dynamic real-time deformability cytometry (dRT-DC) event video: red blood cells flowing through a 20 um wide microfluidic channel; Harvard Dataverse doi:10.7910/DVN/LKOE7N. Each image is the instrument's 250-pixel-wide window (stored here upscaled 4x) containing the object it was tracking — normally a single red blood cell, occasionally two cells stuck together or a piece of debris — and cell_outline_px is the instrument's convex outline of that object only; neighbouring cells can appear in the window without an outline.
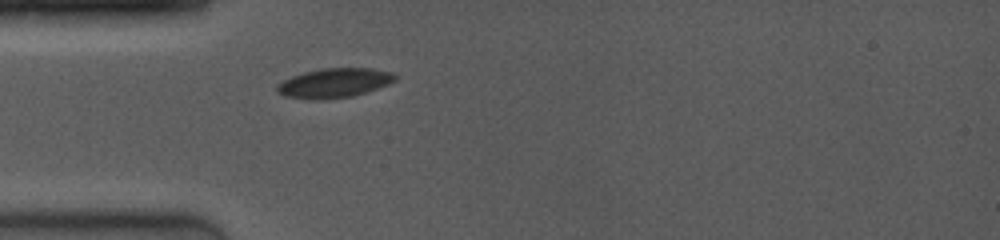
{"species": "common noctule bat (a hibernating species)", "species_latin": "Nyctalus noctula", "temperature_condition": "room temperature", "stored_images_in_passage": 5, "camera_frame_rate_fps": 4000, "um_per_image_px": 0.085, "animal": {"sex": "female", "body_mass_g": 19.0, "forearm_length_mm": 53.3}, "frame": {"image": 1, "passage_image": 1, "time_ms": 0.0, "image_size_px": [1000, 240], "cell_outline_px": [[396, 80], [388, 84], [352, 96], [284, 96], [276, 92], [276, 88], [284, 80], [292, 76], [304, 72], [320, 68], [368, 68], [392, 72], [396, 76]], "centroid_in_image_um": [28.46, 6.98], "position_along_channel_um": 56.5, "area_um2": 19.02}}
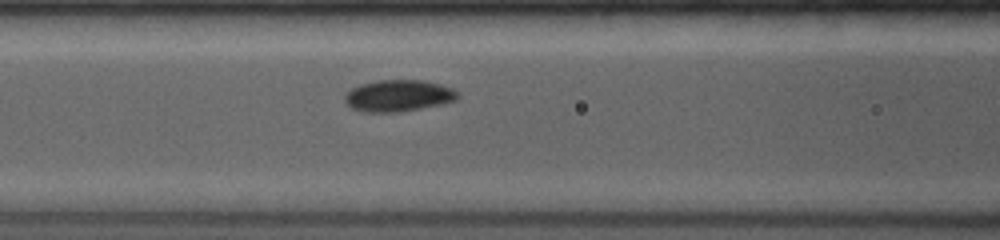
{"frame": {"image": 2, "passage_image": 4, "time_ms": 2.0, "image_size_px": [1000, 240], "cell_outline_px": [[460, 96], [456, 100], [444, 104], [400, 112], [364, 112], [352, 108], [344, 100], [344, 96], [352, 88], [360, 84], [380, 80], [420, 80], [440, 84], [452, 88]], "centroid_in_image_um": [33.88, 8.14], "position_along_channel_um": 132.7, "area_um2": 20.81}}